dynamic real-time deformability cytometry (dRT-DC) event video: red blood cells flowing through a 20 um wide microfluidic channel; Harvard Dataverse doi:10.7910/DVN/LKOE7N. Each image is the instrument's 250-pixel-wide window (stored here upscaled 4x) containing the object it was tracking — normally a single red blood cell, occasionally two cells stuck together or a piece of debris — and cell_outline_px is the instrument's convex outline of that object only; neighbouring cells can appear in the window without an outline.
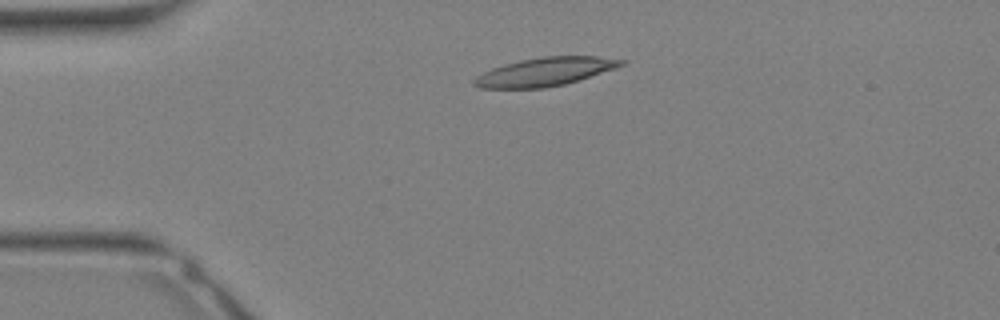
{"species": "Egyptian fruit bat (a non-hibernating species)", "species_latin": "Rousettus aegyptiacus", "temperature_condition": "warm", "stored_images_in_passage": 31, "segment_of_instrument_passage": [1, 2], "camera_frame_rate_fps": 3000, "um_per_image_px": 0.085, "animal": {"sex": "female"}, "frame": {"image": 1, "passage_image": 6, "time_ms": 1.667, "image_size_px": [1000, 320], "cell_outline_px": [[628, 60], [624, 64], [580, 80], [564, 84], [544, 88], [480, 88], [472, 84], [472, 80], [476, 76], [492, 68], [520, 60], [544, 56], [600, 56]], "centroid_in_image_um": [46.32, 6.1], "position_along_channel_um": 38.7, "area_um2": 24.28}}
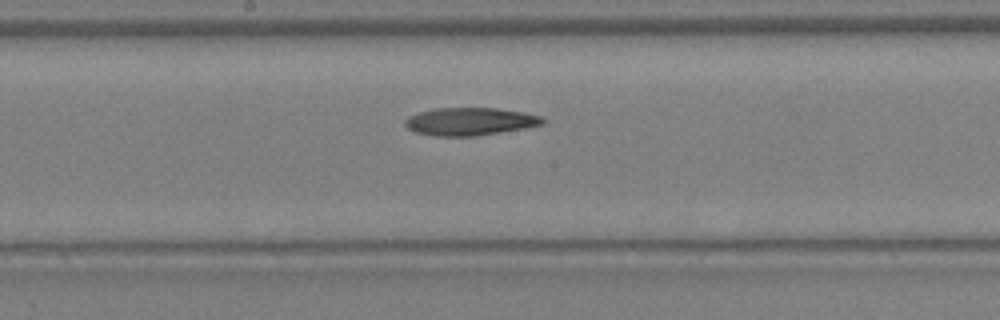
{"frame": {"image": 2, "passage_image": 16, "time_ms": 5.0, "image_size_px": [1000, 320], "cell_outline_px": [[544, 124], [524, 128], [472, 136], [432, 136], [416, 132], [408, 128], [404, 124], [404, 120], [408, 116], [420, 112], [436, 108], [496, 108], [524, 112], [540, 116], [544, 120]], "centroid_in_image_um": [39.91, 10.32], "position_along_channel_um": 208.3, "area_um2": 22.08}}
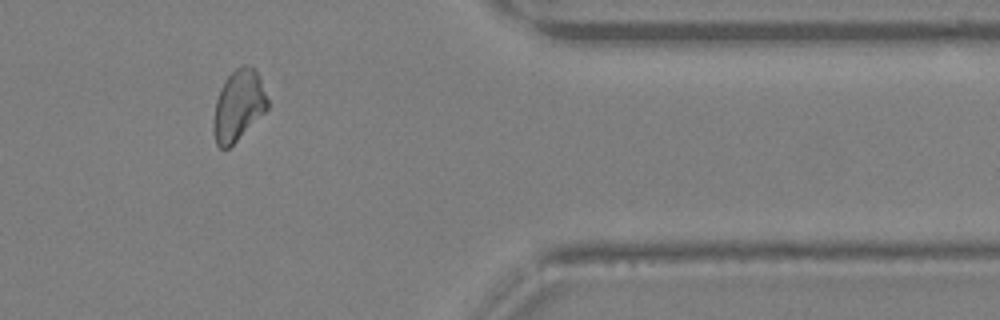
{"frame": {"image": 3, "passage_image": 26, "time_ms": 8.333, "image_size_px": [1000, 320], "cell_outline_px": [[268, 108], [228, 148], [220, 148], [216, 144], [212, 128], [212, 120], [216, 100], [220, 88], [224, 80], [236, 68], [244, 64], [256, 68], [260, 76], [268, 100]], "centroid_in_image_um": [20.25, 8.93], "position_along_channel_um": 391.2, "area_um2": 22.25}}